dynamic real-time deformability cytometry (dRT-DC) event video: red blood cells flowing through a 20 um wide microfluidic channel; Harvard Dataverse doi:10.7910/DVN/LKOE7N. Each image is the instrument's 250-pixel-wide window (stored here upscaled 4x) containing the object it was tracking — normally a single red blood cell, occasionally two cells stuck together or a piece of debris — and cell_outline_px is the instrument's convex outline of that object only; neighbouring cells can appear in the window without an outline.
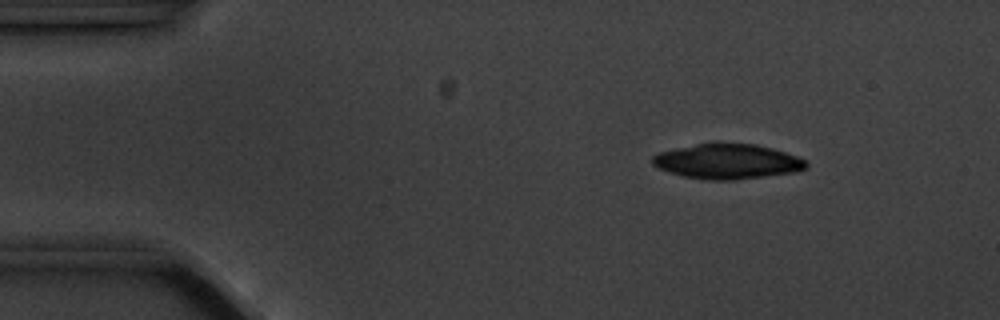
{"species": "common noctule bat (a hibernating species)", "species_latin": "Nyctalus noctula", "temperature_condition": "cold", "stored_images_in_passage": 3, "camera_frame_rate_fps": 3000, "um_per_image_px": 0.085, "animal": {"sex": "male", "body_mass_g": 20.1, "forearm_length_mm": 53.5}, "frame": {"image": 1, "passage_image": 1, "time_ms": 0.0, "image_size_px": [1000, 320], "cell_outline_px": [[808, 168], [792, 172], [736, 180], [708, 180], [684, 176], [668, 172], [656, 168], [652, 164], [652, 156], [660, 152], [676, 148], [696, 144], [720, 140], [756, 144], [772, 148], [796, 156], [804, 160], [808, 164]], "centroid_in_image_um": [61.79, 13.69], "position_along_channel_um": 23.2, "area_um2": 31.85}}